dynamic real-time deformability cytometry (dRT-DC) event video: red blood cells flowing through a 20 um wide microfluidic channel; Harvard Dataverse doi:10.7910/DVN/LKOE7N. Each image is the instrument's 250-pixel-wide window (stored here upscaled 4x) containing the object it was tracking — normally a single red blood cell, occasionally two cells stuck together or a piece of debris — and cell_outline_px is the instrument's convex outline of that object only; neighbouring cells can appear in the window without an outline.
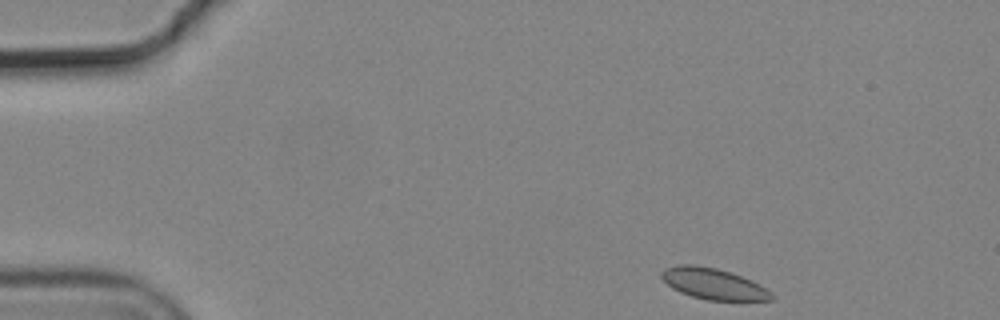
{"species": "common noctule bat (a hibernating species)", "species_latin": "Nyctalus noctula", "temperature_condition": "cold", "stored_images_in_passage": 6, "camera_frame_rate_fps": 3000, "um_per_image_px": 0.085, "animal": {"sex": "male", "body_mass_g": 19.2, "forearm_length_mm": 51.8}, "frame": {"image": 1, "passage_image": 1, "time_ms": 0.0, "image_size_px": [1000, 320], "cell_outline_px": [[772, 300], [708, 300], [692, 296], [680, 292], [672, 288], [660, 276], [660, 272], [664, 268], [680, 264], [692, 264], [716, 268], [752, 280], [760, 284], [772, 296]], "centroid_in_image_um": [60.57, 24.11], "position_along_channel_um": 24.4, "area_um2": 19.59}}
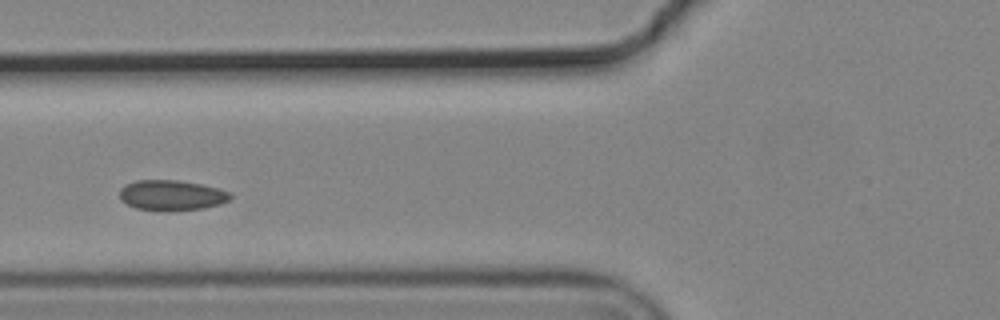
{"frame": {"image": 2, "passage_image": 4, "time_ms": 1.0, "image_size_px": [1000, 320], "cell_outline_px": [[232, 196], [228, 200], [220, 204], [204, 208], [172, 212], [160, 212], [136, 208], [120, 200], [120, 188], [124, 184], [136, 180], [176, 180], [200, 184], [216, 188], [228, 192]], "centroid_in_image_um": [14.53, 16.62], "position_along_channel_um": 111.3, "area_um2": 19.83}}
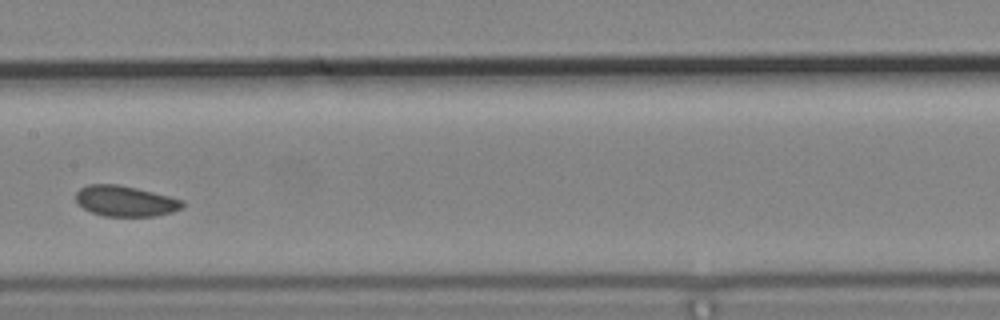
{"frame": {"image": 3, "passage_image": 6, "time_ms": 1.667, "image_size_px": [1000, 320], "cell_outline_px": [[184, 208], [172, 212], [152, 216], [104, 216], [92, 212], [84, 208], [76, 200], [76, 192], [80, 188], [88, 184], [116, 184], [136, 188], [184, 200]], "centroid_in_image_um": [10.66, 17.09], "position_along_channel_um": 196.7, "area_um2": 18.9}}